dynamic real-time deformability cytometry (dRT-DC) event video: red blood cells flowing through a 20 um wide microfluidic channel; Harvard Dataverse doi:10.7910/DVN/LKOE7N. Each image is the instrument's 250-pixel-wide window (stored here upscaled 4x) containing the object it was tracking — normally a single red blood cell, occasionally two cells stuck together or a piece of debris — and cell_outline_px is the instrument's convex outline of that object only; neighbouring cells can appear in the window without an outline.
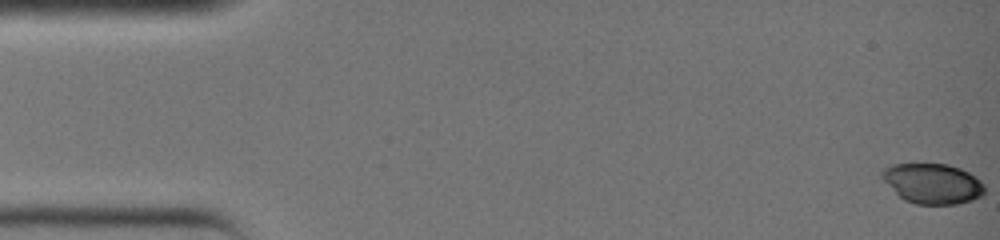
{"species": "common noctule bat (a hibernating species)", "species_latin": "Nyctalus noctula", "temperature_condition": "warm", "stored_images_in_passage": 37, "camera_frame_rate_fps": 3000, "um_per_image_px": 0.085, "animal": {"sex": "female", "body_mass_g": 19.0, "forearm_length_mm": 51.5}, "frame": {"image": 1, "passage_image": 1, "time_ms": 0.0, "image_size_px": [1000, 240], "cell_outline_px": [[984, 192], [980, 196], [972, 200], [956, 204], [916, 204], [904, 200], [880, 176], [880, 172], [884, 168], [892, 164], [948, 164], [960, 168], [976, 176], [984, 184]], "centroid_in_image_um": [79.28, 15.59], "position_along_channel_um": 5.7, "area_um2": 23.93}}
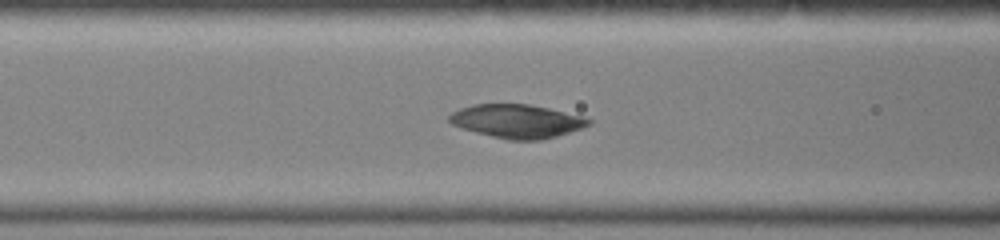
{"frame": {"image": 2, "passage_image": 16, "time_ms": 5.0, "image_size_px": [1000, 240], "cell_outline_px": [[592, 124], [544, 140], [508, 140], [460, 128], [452, 124], [448, 120], [448, 116], [452, 112], [460, 108], [476, 104], [528, 104], [548, 108], [584, 116], [592, 120]], "centroid_in_image_um": [43.94, 10.3], "position_along_channel_um": 122.7, "area_um2": 27.22}}
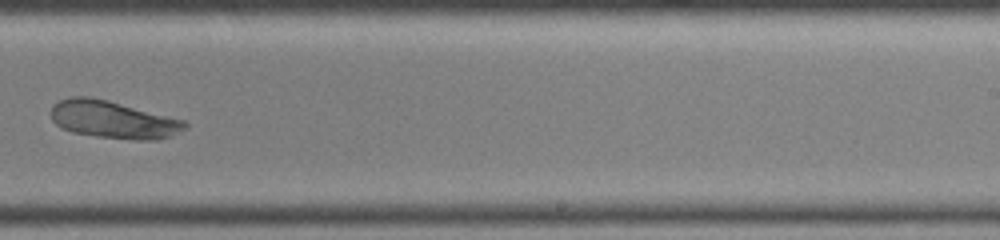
{"frame": {"image": 3, "passage_image": 25, "time_ms": 8.0, "image_size_px": [1000, 240], "cell_outline_px": [[188, 128], [172, 136], [156, 140], [132, 140], [96, 136], [72, 132], [56, 124], [52, 120], [52, 104], [60, 100], [72, 96], [88, 96], [184, 120], [188, 124]], "centroid_in_image_um": [9.63, 10.19], "position_along_channel_um": 279.4, "area_um2": 29.02}}